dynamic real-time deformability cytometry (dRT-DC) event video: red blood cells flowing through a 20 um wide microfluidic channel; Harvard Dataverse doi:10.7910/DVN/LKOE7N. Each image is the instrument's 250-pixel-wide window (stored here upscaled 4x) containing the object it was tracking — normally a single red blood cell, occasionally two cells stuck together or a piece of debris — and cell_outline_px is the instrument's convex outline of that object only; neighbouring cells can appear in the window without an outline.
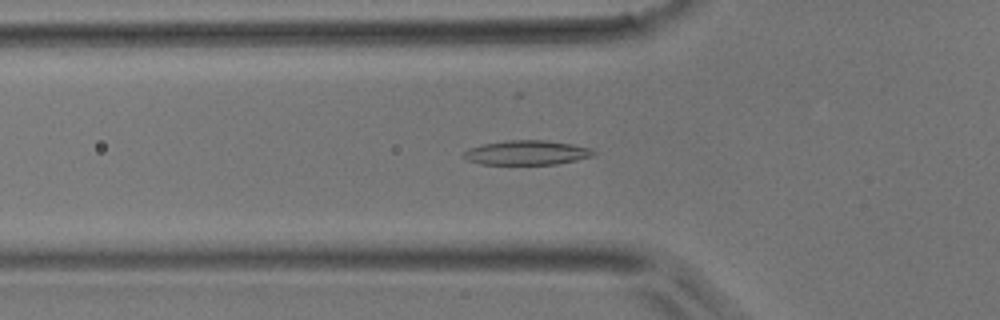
{"species": "common noctule bat (a hibernating species)", "species_latin": "Nyctalus noctula", "temperature_condition": "room temperature", "stored_images_in_passage": 38, "camera_frame_rate_fps": 3000, "um_per_image_px": 0.085, "animal": {"sex": "male", "body_mass_g": 17.9}, "frame": {"image": 1, "passage_image": 5, "time_ms": 1.333, "image_size_px": [1000, 320], "cell_outline_px": [[596, 152], [592, 156], [576, 160], [556, 164], [480, 164], [468, 160], [460, 156], [468, 148], [484, 144], [508, 140], [544, 140], [572, 144], [592, 148]], "centroid_in_image_um": [44.76, 12.97], "position_along_channel_um": 81.0, "area_um2": 18.5}}
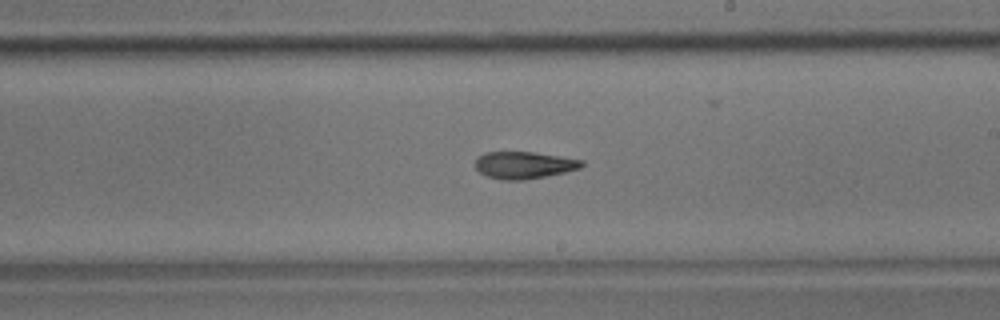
{"frame": {"image": 2, "passage_image": 17, "time_ms": 5.333, "image_size_px": [1000, 320], "cell_outline_px": [[584, 164], [580, 168], [564, 172], [524, 180], [500, 180], [488, 176], [480, 172], [476, 168], [476, 156], [484, 152], [532, 152], [560, 156], [584, 160]], "centroid_in_image_um": [44.52, 14.02], "position_along_channel_um": 244.5, "area_um2": 16.76}}
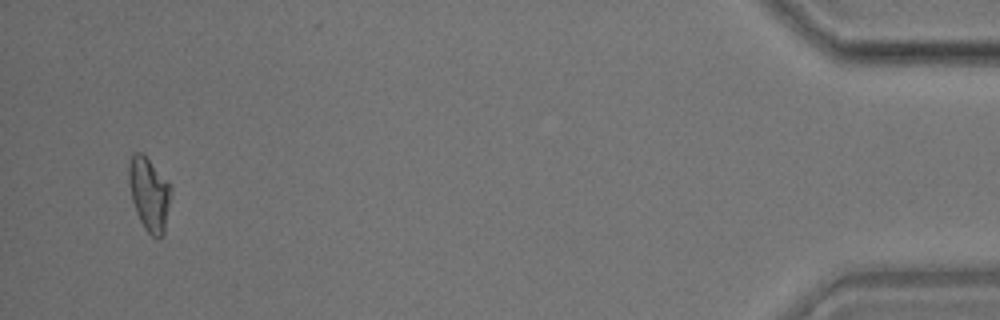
{"frame": {"image": 3, "passage_image": 36, "time_ms": 11.667, "image_size_px": [1000, 320], "cell_outline_px": [[172, 188], [164, 232], [156, 240], [144, 228], [136, 212], [132, 200], [128, 184], [128, 164], [132, 152], [140, 152], [168, 180]], "centroid_in_image_um": [12.66, 16.48], "position_along_channel_um": 422.5, "area_um2": 18.03}}